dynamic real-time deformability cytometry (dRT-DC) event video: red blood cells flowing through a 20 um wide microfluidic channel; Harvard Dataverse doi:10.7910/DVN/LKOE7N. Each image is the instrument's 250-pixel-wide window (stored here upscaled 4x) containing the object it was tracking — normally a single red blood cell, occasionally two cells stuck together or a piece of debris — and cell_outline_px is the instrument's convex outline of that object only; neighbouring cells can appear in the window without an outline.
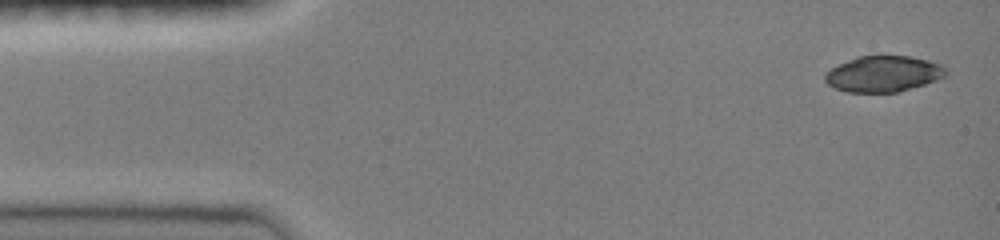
{"species": "common noctule bat (a hibernating species)", "species_latin": "Nyctalus noctula", "temperature_condition": "room temperature", "stored_images_in_passage": 13, "camera_frame_rate_fps": 3000, "um_per_image_px": 0.085, "animal": {"sex": "female", "body_mass_g": 19.0, "forearm_length_mm": 51.5}, "frame": {"image": 1, "passage_image": 1, "time_ms": 0.0, "image_size_px": [1000, 240], "cell_outline_px": [[948, 72], [944, 76], [936, 80], [924, 84], [896, 92], [844, 92], [828, 84], [824, 80], [824, 72], [856, 56], [908, 56], [928, 60], [940, 64], [948, 68]], "centroid_in_image_um": [75.08, 6.27], "position_along_channel_um": 9.9, "area_um2": 25.26}}
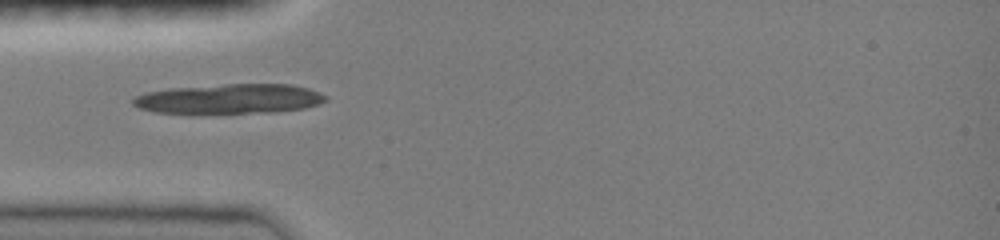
{"frame": {"image": 2, "passage_image": 8, "time_ms": 2.333, "image_size_px": [1000, 240], "cell_outline_px": [[328, 100], [320, 104], [304, 108], [276, 112], [152, 112], [140, 108], [132, 104], [132, 100], [136, 96], [144, 92], [168, 88], [224, 84], [292, 84], [308, 88], [320, 92], [328, 96]], "centroid_in_image_um": [19.55, 8.38], "position_along_channel_um": 65.5, "area_um2": 33.29}}